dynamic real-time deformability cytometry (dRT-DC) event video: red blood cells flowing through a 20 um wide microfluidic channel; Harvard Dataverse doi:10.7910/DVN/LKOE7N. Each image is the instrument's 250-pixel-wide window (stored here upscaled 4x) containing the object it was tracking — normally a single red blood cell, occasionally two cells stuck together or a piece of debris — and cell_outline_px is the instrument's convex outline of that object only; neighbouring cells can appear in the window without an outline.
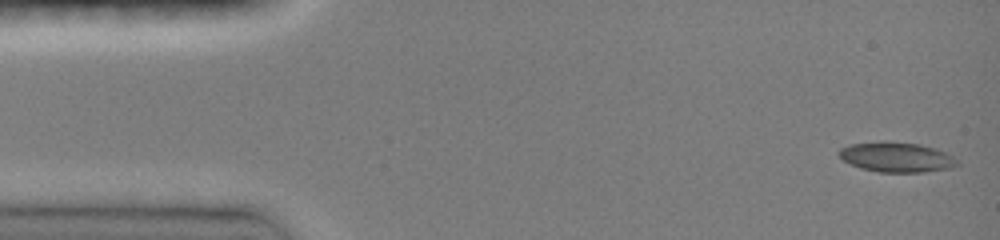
{"species": "common noctule bat (a hibernating species)", "species_latin": "Nyctalus noctula", "temperature_condition": "room temperature", "stored_images_in_passage": 46, "camera_frame_rate_fps": 3000, "um_per_image_px": 0.085, "animal": {"sex": "female", "body_mass_g": 19.0, "forearm_length_mm": 51.5}, "frame": {"image": 1, "passage_image": 1, "time_ms": 0.0, "image_size_px": [1000, 240], "cell_outline_px": [[960, 164], [952, 168], [924, 172], [880, 172], [860, 168], [844, 160], [836, 152], [840, 148], [848, 144], [884, 140], [920, 144], [936, 148], [952, 156]], "centroid_in_image_um": [76.19, 13.34], "position_along_channel_um": 8.8, "area_um2": 20.87}}
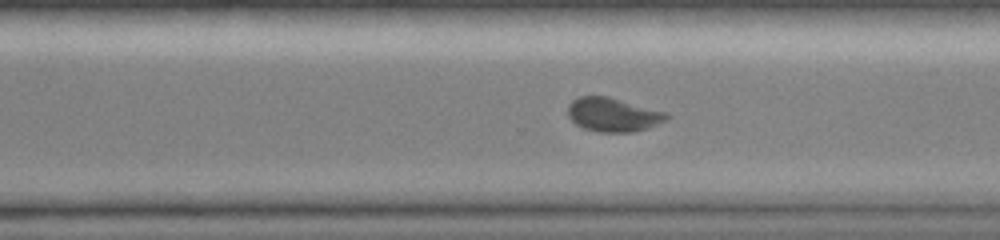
{"frame": {"image": 2, "passage_image": 32, "time_ms": 10.333, "image_size_px": [1000, 240], "cell_outline_px": [[668, 120], [632, 132], [600, 132], [584, 128], [576, 124], [568, 116], [568, 104], [572, 100], [580, 96], [608, 96], [668, 112]], "centroid_in_image_um": [52.1, 9.73], "position_along_channel_um": 318.5, "area_um2": 19.42}}
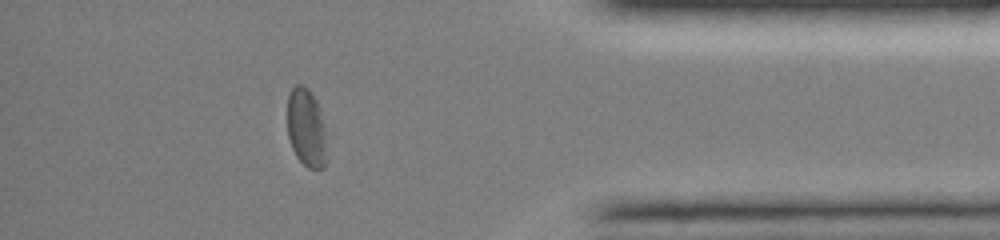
{"frame": {"image": 3, "passage_image": 40, "time_ms": 13.0, "image_size_px": [1000, 240], "cell_outline_px": [[324, 168], [308, 168], [296, 156], [292, 148], [288, 136], [288, 92], [296, 84], [300, 84], [308, 88], [316, 100], [320, 108], [324, 128]], "centroid_in_image_um": [26.0, 10.81], "position_along_channel_um": 409.2, "area_um2": 17.63}, "authors_computed_cell_mechanics": {"area_um2": 20.0855, "velocity_mm_per_s": 4.0924, "shape_relaxation_time_tau1_ms": 4.2372, "shape_relaxation_time_tau2_ms": 2.8435, "deformation_change_tau1": 0.1271, "deformation_change_tau2": 0.0514}}